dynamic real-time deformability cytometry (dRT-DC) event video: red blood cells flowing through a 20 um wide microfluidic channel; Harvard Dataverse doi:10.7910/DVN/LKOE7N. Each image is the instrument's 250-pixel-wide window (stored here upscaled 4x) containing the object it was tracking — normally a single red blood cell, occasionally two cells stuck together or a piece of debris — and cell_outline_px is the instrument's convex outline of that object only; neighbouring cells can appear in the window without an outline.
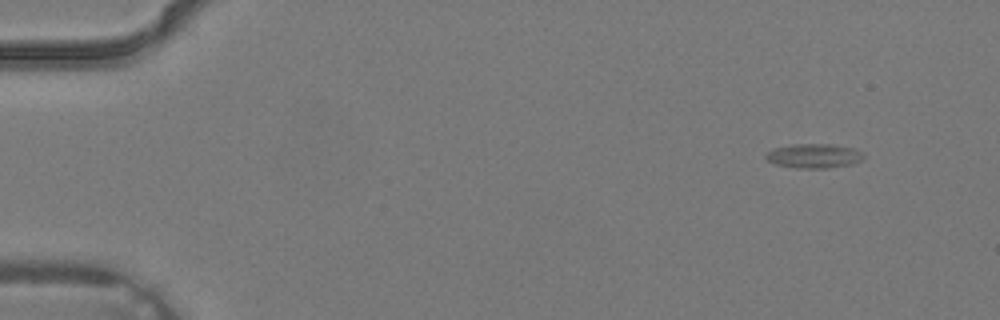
{"species": "common noctule bat (a hibernating species)", "species_latin": "Nyctalus noctula", "temperature_condition": "warm", "stored_images_in_passage": 3, "camera_frame_rate_fps": 3000, "um_per_image_px": 0.085, "animal": {"sex": "male", "body_mass_g": 19.2, "forearm_length_mm": 51.8}, "frame": {"image": 1, "passage_image": 1, "time_ms": 0.0, "image_size_px": [1000, 320], "cell_outline_px": [[864, 156], [860, 160], [852, 164], [828, 168], [796, 168], [776, 164], [768, 160], [764, 156], [772, 148], [792, 144], [832, 144], [856, 148], [864, 152]], "centroid_in_image_um": [69.21, 13.24], "position_along_channel_um": 15.8, "area_um2": 13.99}}
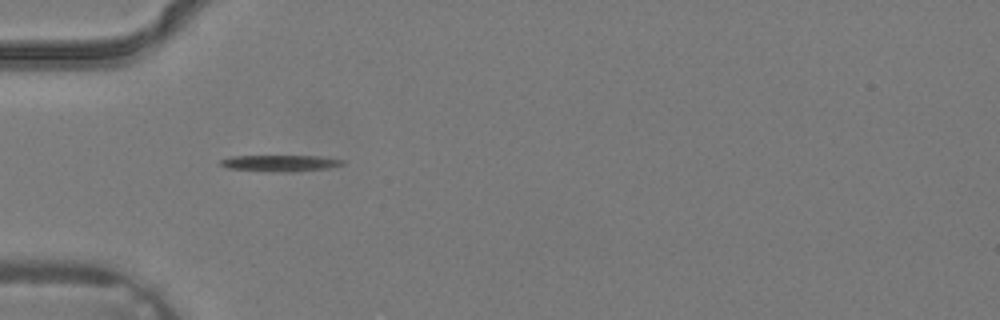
{"frame": {"image": 2, "passage_image": 3, "time_ms": 0.667, "image_size_px": [1000, 320], "cell_outline_px": [[344, 164], [328, 168], [292, 172], [228, 168], [220, 164], [220, 160], [232, 156], [320, 156], [344, 160]], "centroid_in_image_um": [23.87, 13.86], "position_along_channel_um": 61.1, "area_um2": 11.33}}